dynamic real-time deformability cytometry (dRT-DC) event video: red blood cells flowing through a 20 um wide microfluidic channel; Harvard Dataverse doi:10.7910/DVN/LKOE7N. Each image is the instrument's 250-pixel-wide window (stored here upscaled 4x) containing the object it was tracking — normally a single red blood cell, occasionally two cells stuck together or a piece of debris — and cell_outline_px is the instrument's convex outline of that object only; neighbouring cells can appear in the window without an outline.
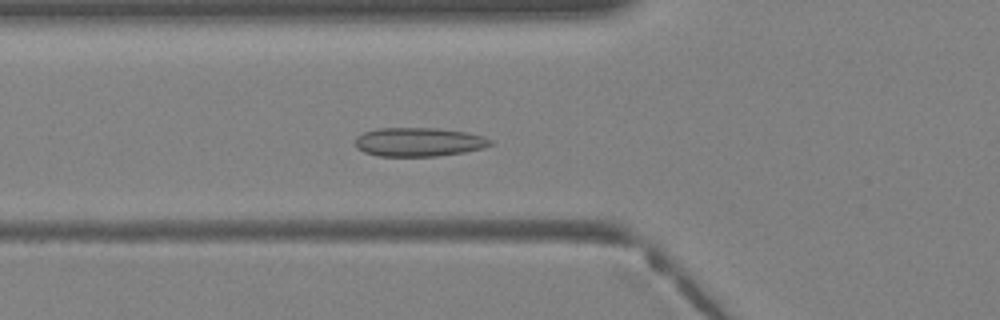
{"species": "Egyptian fruit bat (a non-hibernating species)", "species_latin": "Rousettus aegyptiacus", "temperature_condition": "warm", "stored_images_in_passage": 32, "camera_frame_rate_fps": 3000, "um_per_image_px": 0.085, "animal": {"sex": "female"}, "frame": {"image": 1, "passage_image": 7, "time_ms": 2.0, "image_size_px": [1000, 320], "cell_outline_px": [[492, 144], [484, 148], [464, 152], [436, 156], [380, 156], [364, 152], [356, 148], [356, 136], [364, 132], [376, 128], [436, 128], [468, 132], [484, 136], [492, 140]], "centroid_in_image_um": [35.61, 12.06], "position_along_channel_um": 90.2, "area_um2": 22.83}}
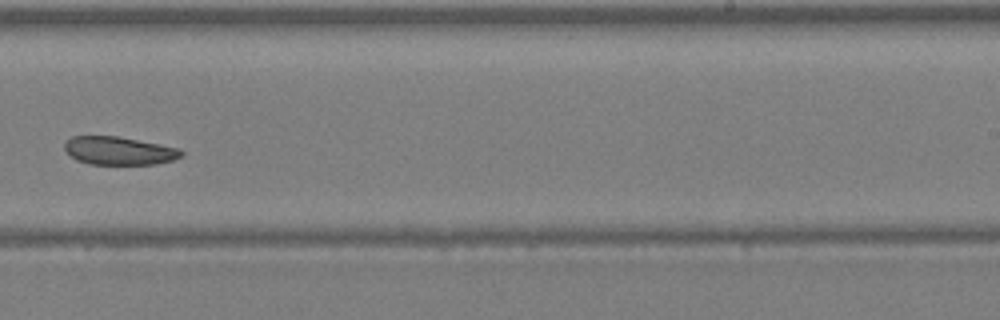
{"frame": {"image": 2, "passage_image": 18, "time_ms": 5.667, "image_size_px": [1000, 320], "cell_outline_px": [[184, 156], [172, 160], [156, 164], [88, 164], [76, 160], [64, 148], [64, 144], [72, 136], [116, 136], [180, 148], [184, 152]], "centroid_in_image_um": [10.14, 12.82], "position_along_channel_um": 278.9, "area_um2": 19.07}}
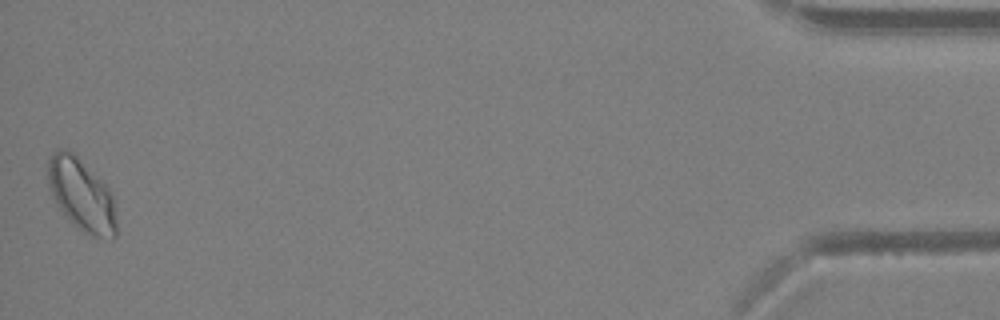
{"frame": {"image": 3, "passage_image": 32, "time_ms": 10.333, "image_size_px": [1000, 320], "cell_outline_px": [[116, 236], [112, 240], [92, 236], [84, 232], [60, 208], [48, 184], [48, 160], [56, 148], [64, 148], [72, 152], [108, 188], [112, 196], [116, 220]], "centroid_in_image_um": [6.94, 16.56], "position_along_channel_um": 428.3, "area_um2": 28.03}}